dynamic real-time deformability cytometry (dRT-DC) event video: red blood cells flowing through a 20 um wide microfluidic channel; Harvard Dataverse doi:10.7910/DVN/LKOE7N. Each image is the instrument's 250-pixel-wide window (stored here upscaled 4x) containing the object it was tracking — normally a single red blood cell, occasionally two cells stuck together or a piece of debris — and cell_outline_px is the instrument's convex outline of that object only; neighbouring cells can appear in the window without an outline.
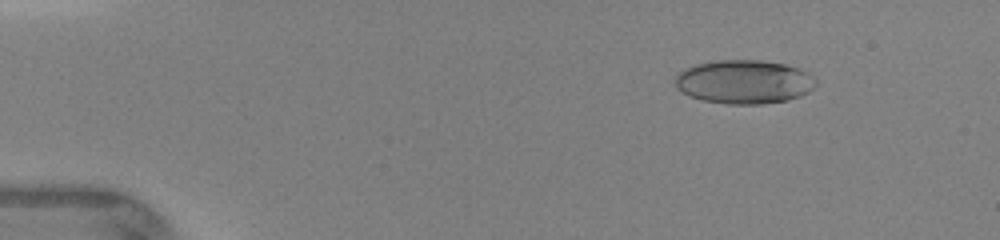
{"species": "human", "species_latin": "Homo sapiens", "temperature_condition": "warm", "stored_images_in_passage": 38, "camera_frame_rate_fps": 3000, "um_per_image_px": 0.085, "donor": {"sex": "female"}, "frame": {"image": 1, "passage_image": 5, "time_ms": 1.667, "image_size_px": [1000, 240], "cell_outline_px": [[816, 84], [808, 92], [800, 96], [788, 100], [760, 104], [728, 104], [700, 100], [688, 96], [676, 88], [676, 76], [684, 68], [696, 64], [716, 60], [760, 60], [784, 64], [800, 68], [808, 72], [816, 80]], "centroid_in_image_um": [63.24, 6.96], "position_along_channel_um": 21.8, "area_um2": 36.07}}
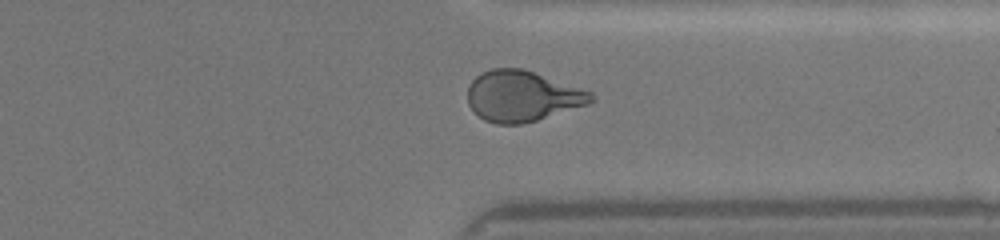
{"frame": {"image": 2, "passage_image": 30, "time_ms": 11.667, "image_size_px": [1000, 240], "cell_outline_px": [[596, 100], [588, 104], [536, 120], [520, 124], [496, 124], [484, 120], [468, 104], [468, 84], [476, 76], [492, 68], [524, 68], [592, 92], [596, 96]], "centroid_in_image_um": [44.4, 8.16], "position_along_channel_um": 367.0, "area_um2": 36.41}}
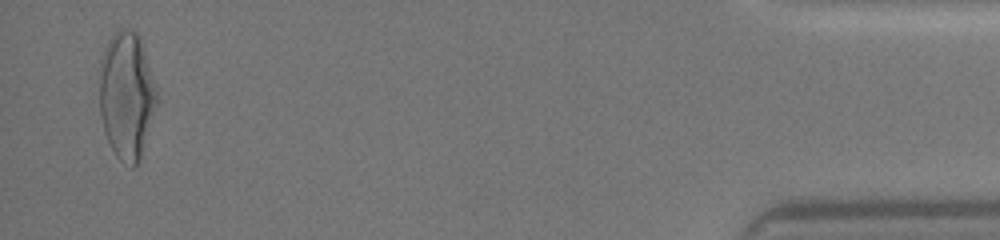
{"frame": {"image": 3, "passage_image": 37, "time_ms": 14.667, "image_size_px": [1000, 240], "cell_outline_px": [[156, 104], [140, 156], [136, 164], [132, 168], [124, 164], [116, 156], [104, 132], [100, 116], [100, 56], [108, 40], [120, 28], [128, 28], [136, 32], [140, 36], [156, 88]], "centroid_in_image_um": [10.73, 8.07], "position_along_channel_um": 424.5, "area_um2": 42.14}}